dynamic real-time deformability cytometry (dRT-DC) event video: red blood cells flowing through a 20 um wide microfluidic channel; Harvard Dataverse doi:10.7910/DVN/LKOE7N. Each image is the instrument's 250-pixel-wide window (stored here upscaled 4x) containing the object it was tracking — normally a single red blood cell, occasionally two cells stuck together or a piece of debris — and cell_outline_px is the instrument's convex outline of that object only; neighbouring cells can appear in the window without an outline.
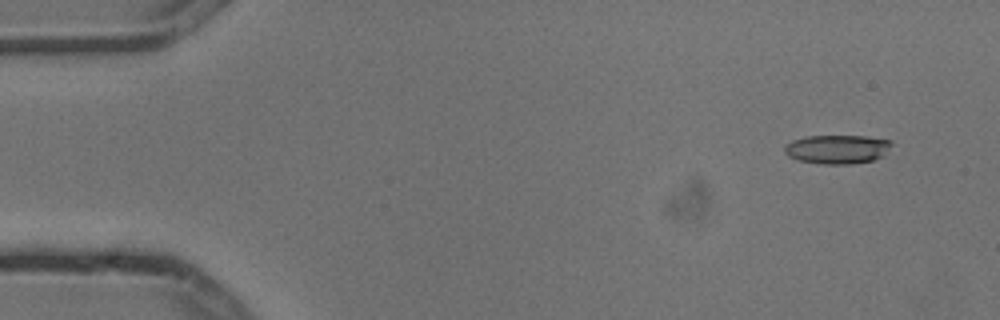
{"species": "common noctule bat (a hibernating species)", "species_latin": "Nyctalus noctula", "temperature_condition": "cold", "stored_images_in_passage": 6, "camera_frame_rate_fps": 3000, "um_per_image_px": 0.085, "animal": {"sex": "male", "body_mass_g": 13.3}, "frame": {"image": 1, "passage_image": 2, "time_ms": 0.333, "image_size_px": [1000, 320], "cell_outline_px": [[892, 144], [884, 156], [872, 160], [852, 164], [824, 164], [800, 160], [788, 156], [784, 152], [784, 144], [792, 140], [808, 136], [864, 136], [892, 140]], "centroid_in_image_um": [71.17, 12.68], "position_along_channel_um": 13.8, "area_um2": 18.09}}
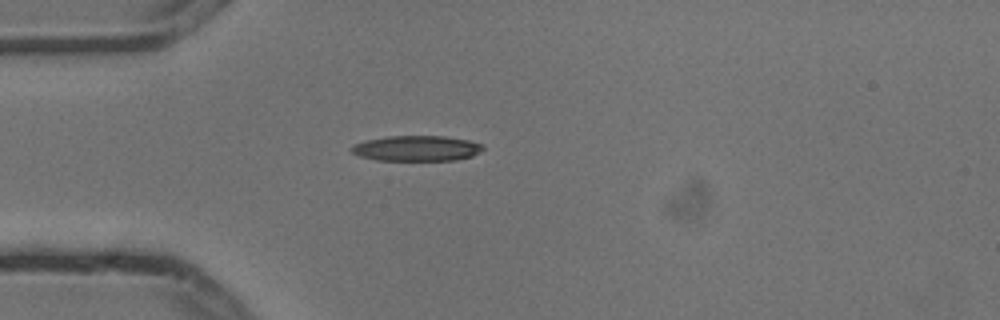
{"frame": {"image": 2, "passage_image": 5, "time_ms": 1.333, "image_size_px": [1000, 320], "cell_outline_px": [[484, 148], [472, 156], [456, 160], [376, 160], [360, 156], [352, 152], [348, 148], [364, 140], [388, 136], [444, 136], [468, 140], [484, 144]], "centroid_in_image_um": [35.41, 12.6], "position_along_channel_um": 49.6, "area_um2": 19.48}}